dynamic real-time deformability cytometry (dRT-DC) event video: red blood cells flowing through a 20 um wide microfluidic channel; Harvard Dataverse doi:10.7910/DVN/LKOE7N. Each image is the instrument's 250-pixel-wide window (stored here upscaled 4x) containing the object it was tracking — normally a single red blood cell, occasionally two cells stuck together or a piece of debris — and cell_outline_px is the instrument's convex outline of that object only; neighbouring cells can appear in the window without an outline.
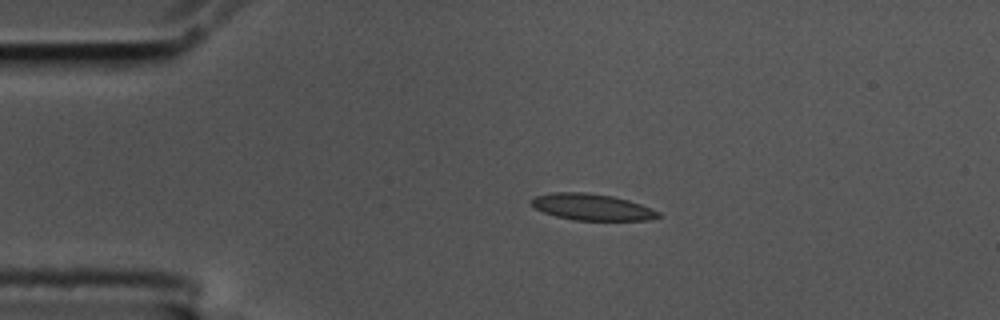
{"species": "common noctule bat (a hibernating species)", "species_latin": "Nyctalus noctula", "temperature_condition": "cold", "stored_images_in_passage": 46, "camera_frame_rate_fps": 3000, "um_per_image_px": 0.085, "animal": {"sex": "male", "body_mass_g": 17.5, "forearm_length_mm": 52.3}, "frame": {"image": 1, "passage_image": 1, "time_ms": 0.0, "image_size_px": [1000, 320], "cell_outline_px": [[660, 216], [648, 220], [572, 220], [556, 216], [544, 212], [536, 208], [532, 204], [532, 200], [536, 196], [552, 192], [588, 192], [612, 196], [628, 200], [652, 208], [660, 212]], "centroid_in_image_um": [50.34, 17.59], "position_along_channel_um": 34.7, "area_um2": 19.42}}
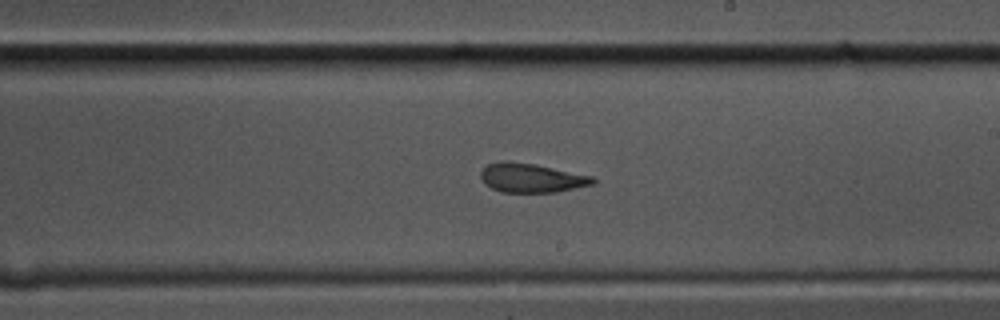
{"frame": {"image": 2, "passage_image": 22, "time_ms": 7.0, "image_size_px": [1000, 320], "cell_outline_px": [[596, 184], [556, 192], [500, 192], [484, 184], [480, 176], [480, 172], [488, 164], [500, 160], [508, 160], [536, 164], [592, 176], [596, 180]], "centroid_in_image_um": [45.16, 15.11], "position_along_channel_um": 243.8, "area_um2": 19.25}}
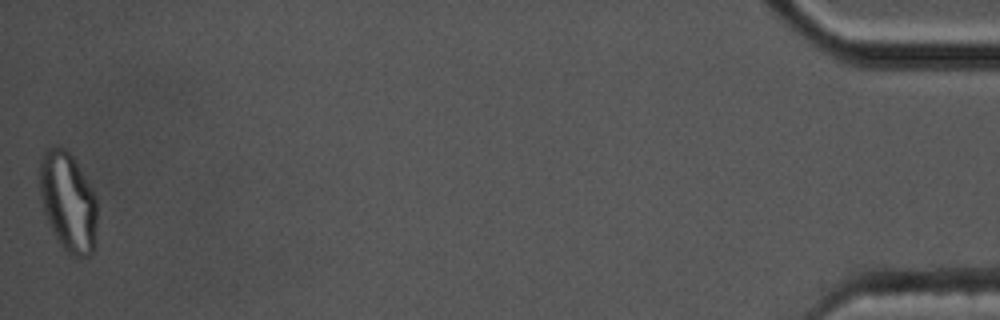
{"frame": {"image": 3, "passage_image": 46, "time_ms": 15.0, "image_size_px": [1000, 320], "cell_outline_px": [[96, 224], [92, 252], [88, 256], [72, 256], [56, 240], [48, 224], [44, 212], [40, 192], [40, 160], [44, 152], [52, 144], [64, 148], [76, 160], [92, 188], [96, 200]], "centroid_in_image_um": [5.76, 17.12], "position_along_channel_um": 429.4, "area_um2": 33.23}, "authors_computed_cell_mechanics": {"area_um2": 19.8254, "velocity_mm_per_s": 3.5223, "shape_relaxation_time_tau1_ms": null, "shape_relaxation_time_tau2_ms": 1.835, "deformation_change_tau1": null, "deformation_change_tau2": 0.0838}}